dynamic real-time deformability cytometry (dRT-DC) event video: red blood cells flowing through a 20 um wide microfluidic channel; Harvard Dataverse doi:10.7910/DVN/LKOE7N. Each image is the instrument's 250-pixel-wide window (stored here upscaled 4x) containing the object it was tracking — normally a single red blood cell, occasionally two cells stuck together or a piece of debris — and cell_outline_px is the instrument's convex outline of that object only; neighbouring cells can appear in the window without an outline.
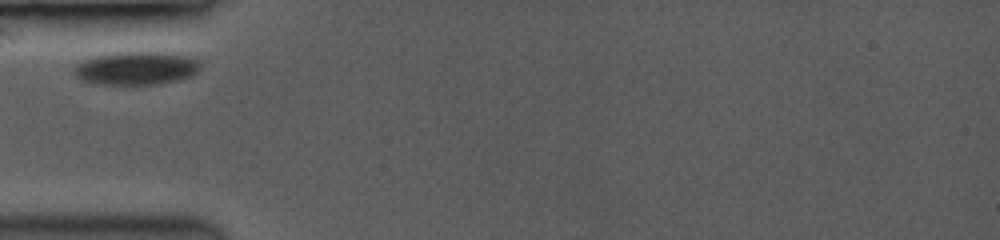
{"species": "common noctule bat (a hibernating species)", "species_latin": "Nyctalus noctula", "temperature_condition": "room temperature", "stored_images_in_passage": 38, "camera_frame_rate_fps": 3500, "um_per_image_px": 0.085, "animal": {"sex": "female", "body_mass_g": 19.0, "forearm_length_mm": 53.3}, "frame": {"image": 1, "passage_image": 1, "time_ms": 0.0, "image_size_px": [1000, 240], "cell_outline_px": [[200, 68], [192, 76], [152, 84], [108, 84], [84, 80], [76, 76], [76, 64], [84, 60], [96, 56], [116, 52], [164, 52], [196, 56], [200, 60]], "centroid_in_image_um": [11.68, 5.76], "position_along_channel_um": 73.3, "area_um2": 24.1}}
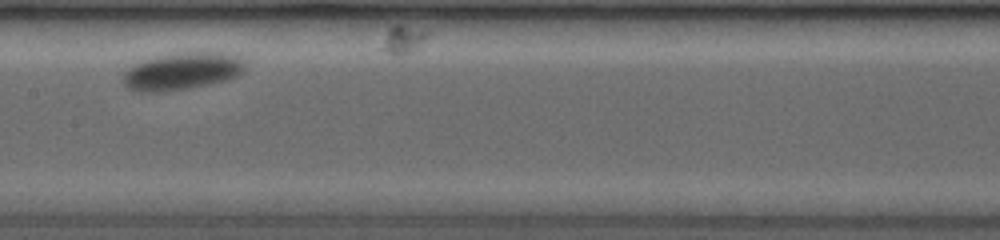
{"frame": {"image": 2, "passage_image": 19, "time_ms": 3.429, "image_size_px": [1000, 240], "cell_outline_px": [[248, 68], [244, 72], [236, 76], [224, 80], [188, 88], [128, 88], [120, 80], [124, 72], [132, 64], [140, 60], [172, 52], [224, 52], [248, 60]], "centroid_in_image_um": [15.58, 5.95], "position_along_channel_um": 191.8, "area_um2": 26.01}}
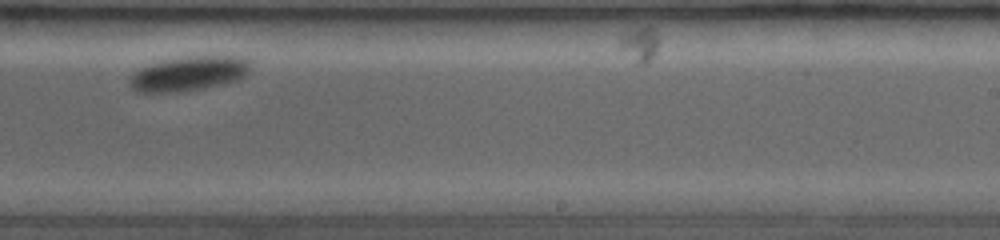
{"frame": {"image": 3, "passage_image": 33, "time_ms": 5.714, "image_size_px": [1000, 240], "cell_outline_px": [[252, 68], [244, 76], [236, 80], [200, 88], [176, 92], [136, 92], [128, 84], [128, 80], [140, 68], [164, 60], [188, 56], [244, 56], [252, 60]], "centroid_in_image_um": [16.09, 6.24], "position_along_channel_um": 272.9, "area_um2": 24.22}}